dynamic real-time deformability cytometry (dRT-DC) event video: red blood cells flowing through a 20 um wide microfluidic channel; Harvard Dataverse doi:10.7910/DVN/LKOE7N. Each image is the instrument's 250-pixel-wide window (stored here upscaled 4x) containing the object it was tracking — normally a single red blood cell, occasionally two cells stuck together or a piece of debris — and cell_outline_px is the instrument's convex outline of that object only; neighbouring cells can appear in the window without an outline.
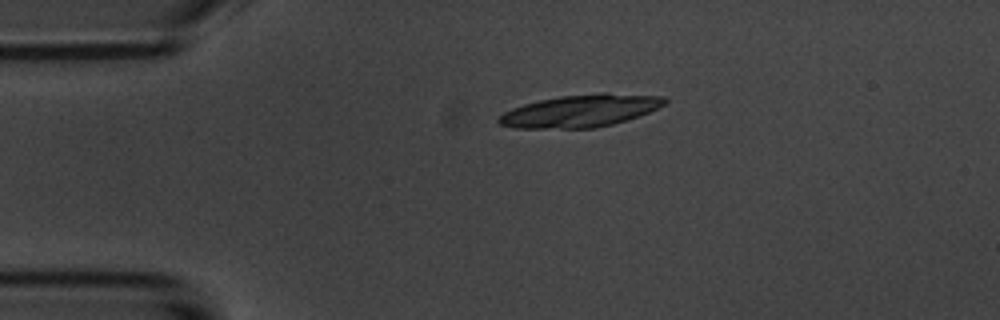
{"species": "common noctule bat (a hibernating species)", "species_latin": "Nyctalus noctula", "temperature_condition": "room temperature", "stored_images_in_passage": 2, "camera_frame_rate_fps": 3000, "um_per_image_px": 0.085, "animal": {"sex": "male", "body_mass_g": 20.1, "forearm_length_mm": 53.5}, "frame": {"image": 1, "passage_image": 1, "time_ms": 0.0, "image_size_px": [1000, 320], "cell_outline_px": [[668, 104], [648, 112], [612, 124], [596, 128], [516, 128], [500, 124], [496, 120], [504, 112], [512, 108], [524, 104], [540, 100], [560, 96], [600, 92], [608, 92], [664, 96], [668, 100]], "centroid_in_image_um": [49.38, 9.4], "position_along_channel_um": 35.6, "area_um2": 31.39}}